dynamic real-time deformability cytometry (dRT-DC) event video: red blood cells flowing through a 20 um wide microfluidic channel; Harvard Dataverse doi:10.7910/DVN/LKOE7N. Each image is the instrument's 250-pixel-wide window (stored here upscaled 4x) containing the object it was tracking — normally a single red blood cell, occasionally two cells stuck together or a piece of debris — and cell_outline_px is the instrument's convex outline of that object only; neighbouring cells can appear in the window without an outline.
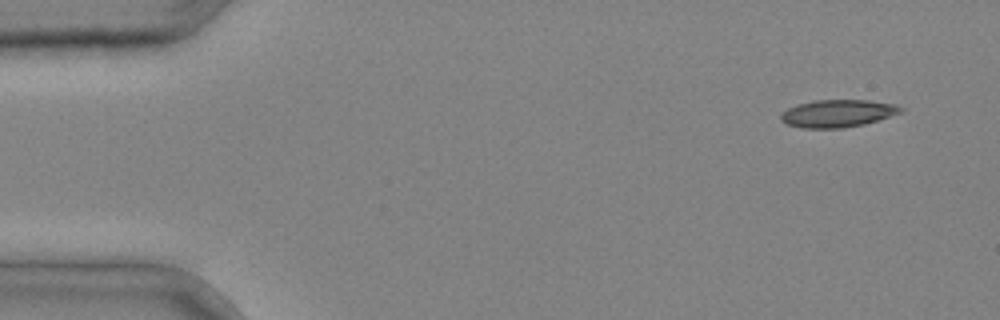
{"species": "common noctule bat (a hibernating species)", "species_latin": "Nyctalus noctula", "temperature_condition": "cold", "stored_images_in_passage": 3, "camera_frame_rate_fps": 3000, "um_per_image_px": 0.085, "animal": {"sex": "male", "body_mass_g": 20.4}, "frame": {"image": 1, "passage_image": 1, "time_ms": 0.0, "image_size_px": [1000, 320], "cell_outline_px": [[904, 108], [900, 112], [864, 124], [844, 128], [800, 128], [788, 124], [780, 120], [780, 116], [788, 108], [796, 104], [816, 100], [868, 100], [896, 104]], "centroid_in_image_um": [71.17, 9.64], "position_along_channel_um": 13.8, "area_um2": 19.07}}